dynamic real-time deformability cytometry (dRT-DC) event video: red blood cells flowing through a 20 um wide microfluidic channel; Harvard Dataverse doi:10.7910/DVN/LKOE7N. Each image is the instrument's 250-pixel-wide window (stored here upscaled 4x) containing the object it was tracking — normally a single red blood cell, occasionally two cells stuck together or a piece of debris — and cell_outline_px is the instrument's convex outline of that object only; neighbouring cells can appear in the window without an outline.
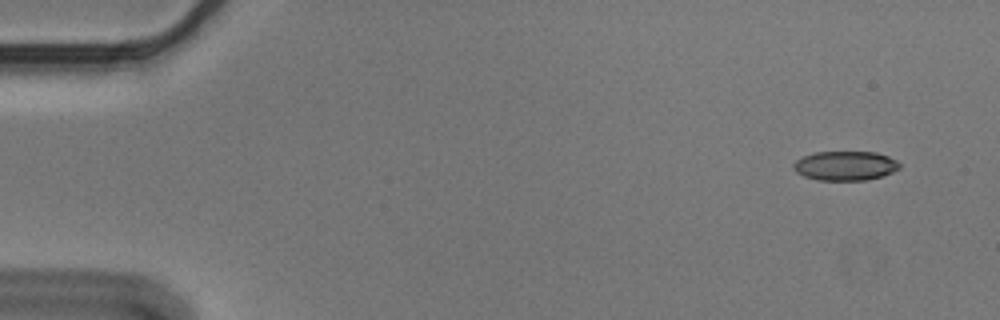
{"species": "Egyptian fruit bat (a non-hibernating species)", "species_latin": "Rousettus aegyptiacus", "temperature_condition": "cold", "stored_images_in_passage": 10, "camera_frame_rate_fps": 3000, "um_per_image_px": 0.085, "animal": {"sex": "male"}, "frame": {"image": 1, "passage_image": 1, "time_ms": 0.0, "image_size_px": [1000, 320], "cell_outline_px": [[900, 168], [892, 172], [880, 176], [864, 180], [816, 180], [804, 176], [796, 172], [792, 168], [792, 164], [796, 160], [804, 156], [816, 152], [876, 152], [888, 156], [896, 160], [900, 164]], "centroid_in_image_um": [71.82, 14.09], "position_along_channel_um": 13.2, "area_um2": 18.09}}
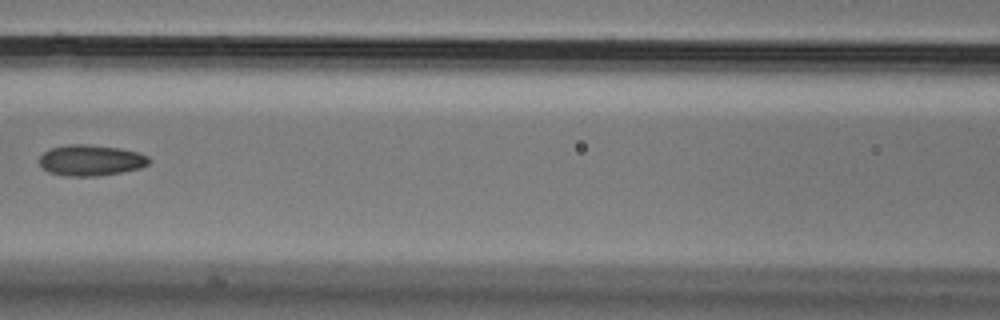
{"frame": {"image": 2, "passage_image": 7, "time_ms": 2.0, "image_size_px": [1000, 320], "cell_outline_px": [[152, 160], [148, 164], [140, 168], [120, 172], [96, 176], [64, 176], [48, 172], [40, 164], [40, 156], [44, 152], [52, 148], [68, 144], [88, 144], [120, 148], [136, 152], [148, 156]], "centroid_in_image_um": [7.72, 13.62], "position_along_channel_um": 158.9, "area_um2": 19.71}}
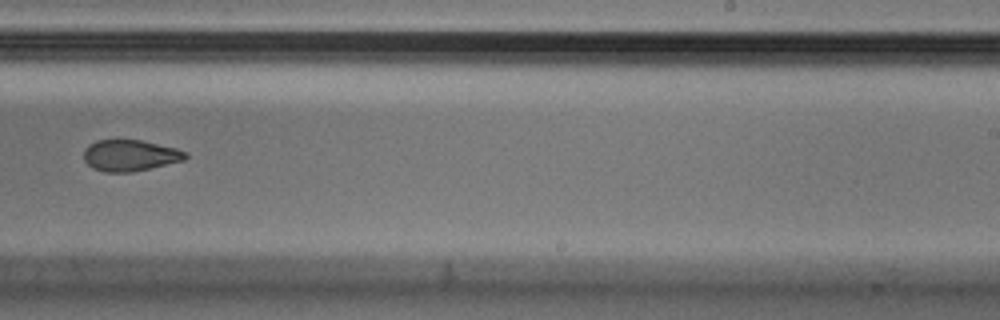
{"frame": {"image": 3, "passage_image": 10, "time_ms": 3.0, "image_size_px": [1000, 320], "cell_outline_px": [[188, 156], [184, 160], [132, 172], [104, 172], [92, 168], [84, 160], [84, 148], [88, 144], [96, 140], [140, 140], [176, 148], [188, 152]], "centroid_in_image_um": [11.03, 13.21], "position_along_channel_um": 278.0, "area_um2": 18.55}}